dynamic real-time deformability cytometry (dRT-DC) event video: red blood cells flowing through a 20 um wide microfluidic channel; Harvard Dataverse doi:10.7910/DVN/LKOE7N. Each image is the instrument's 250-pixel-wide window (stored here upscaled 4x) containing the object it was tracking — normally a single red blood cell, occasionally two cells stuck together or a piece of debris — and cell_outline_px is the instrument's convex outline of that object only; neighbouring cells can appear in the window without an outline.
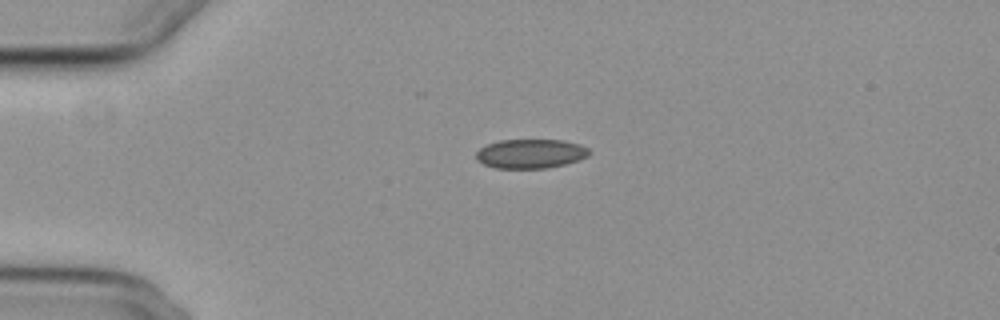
{"species": "common noctule bat (a hibernating species)", "species_latin": "Nyctalus noctula", "temperature_condition": "cold", "stored_images_in_passage": 36, "camera_frame_rate_fps": 3000, "um_per_image_px": 0.085, "animal": {"sex": "female", "body_mass_g": 29.2, "forearm_length_mm": 56.3}, "frame": {"image": 1, "passage_image": 1, "time_ms": 0.0, "image_size_px": [1000, 320], "cell_outline_px": [[592, 152], [588, 156], [580, 160], [548, 168], [496, 168], [484, 164], [476, 160], [476, 152], [480, 148], [488, 144], [500, 140], [560, 140], [580, 144], [588, 148]], "centroid_in_image_um": [45.12, 13.06], "position_along_channel_um": 39.9, "area_um2": 19.31}}
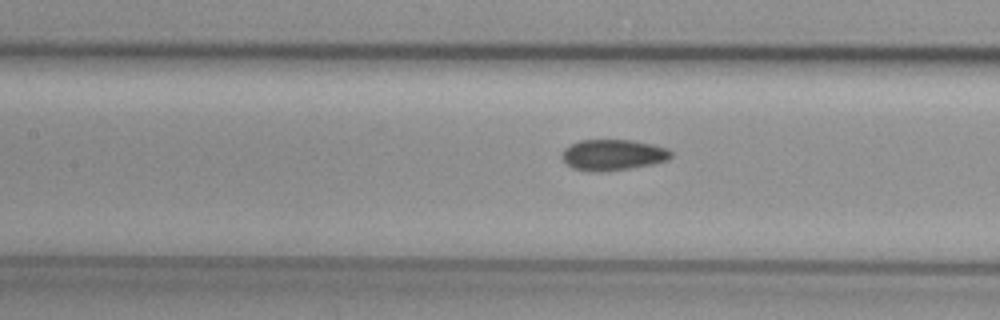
{"frame": {"image": 2, "passage_image": 13, "time_ms": 4.0, "image_size_px": [1000, 320], "cell_outline_px": [[672, 156], [668, 160], [652, 164], [628, 168], [600, 172], [592, 172], [572, 168], [560, 156], [564, 148], [580, 140], [632, 140], [652, 144], [668, 148], [672, 152]], "centroid_in_image_um": [52.1, 13.16], "position_along_channel_um": 155.3, "area_um2": 19.65}}
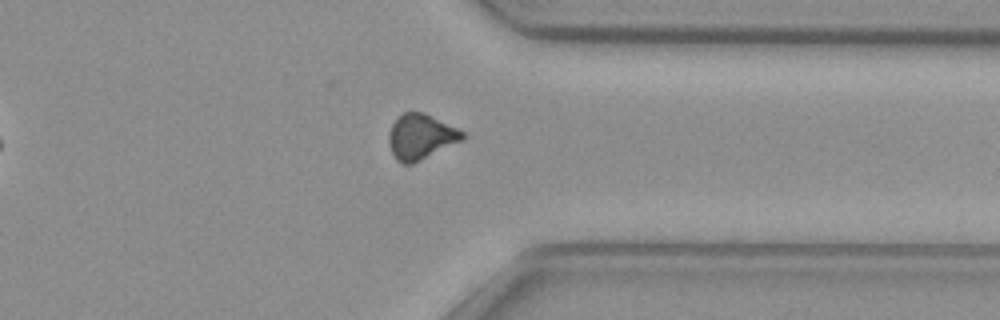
{"frame": {"image": 3, "passage_image": 31, "time_ms": 10.0, "image_size_px": [1000, 320], "cell_outline_px": [[464, 140], [412, 164], [404, 164], [396, 160], [392, 152], [388, 140], [388, 136], [392, 124], [404, 112], [424, 112], [464, 132]], "centroid_in_image_um": [35.77, 11.63], "position_along_channel_um": 375.6, "area_um2": 19.25}, "authors_computed_cell_mechanics": {"area_um2": 19.652, "velocity_mm_per_s": 3.7188, "shape_relaxation_time_tau1_ms": null, "shape_relaxation_time_tau2_ms": 5.2661, "deformation_change_tau1": null, "deformation_change_tau2": 0.0923}}